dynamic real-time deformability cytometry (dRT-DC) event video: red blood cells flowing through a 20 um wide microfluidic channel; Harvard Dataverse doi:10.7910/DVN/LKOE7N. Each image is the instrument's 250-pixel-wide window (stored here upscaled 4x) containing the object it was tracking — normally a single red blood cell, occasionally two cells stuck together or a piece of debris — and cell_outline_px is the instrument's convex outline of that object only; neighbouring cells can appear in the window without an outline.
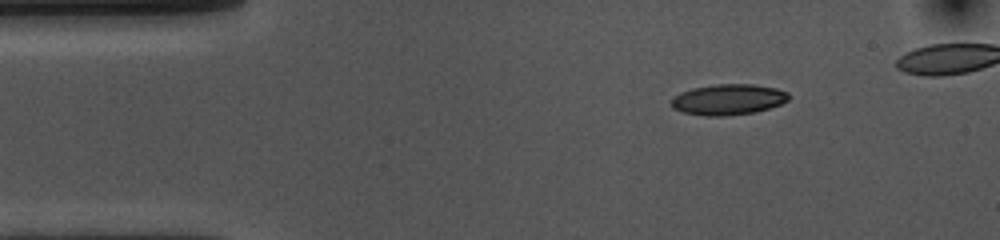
{"species": "common noctule bat (a hibernating species)", "species_latin": "Nyctalus noctula", "temperature_condition": "cold", "stored_images_in_passage": 41, "camera_frame_rate_fps": 3000, "um_per_image_px": 0.085, "animal": {"sex": "female", "body_mass_g": 10.0, "forearm_length_mm": 53.1}, "frame": {"image": 1, "passage_image": 1, "time_ms": 0.0, "image_size_px": [1000, 240], "cell_outline_px": [[788, 100], [780, 104], [756, 112], [724, 116], [708, 116], [684, 112], [672, 108], [672, 96], [680, 92], [692, 88], [716, 84], [756, 84], [776, 88], [788, 92]], "centroid_in_image_um": [61.89, 8.45], "position_along_channel_um": 23.1, "area_um2": 21.04}}
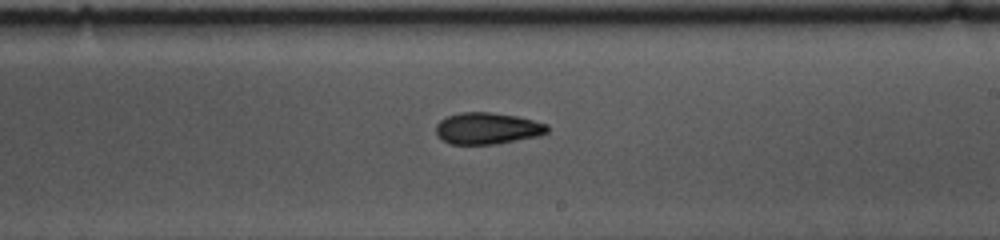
{"frame": {"image": 2, "passage_image": 24, "time_ms": 7.667, "image_size_px": [1000, 240], "cell_outline_px": [[548, 132], [540, 136], [496, 144], [452, 144], [436, 136], [436, 124], [440, 120], [448, 116], [460, 112], [488, 112], [516, 116], [548, 124]], "centroid_in_image_um": [41.43, 10.91], "position_along_channel_um": 247.6, "area_um2": 20.52}}
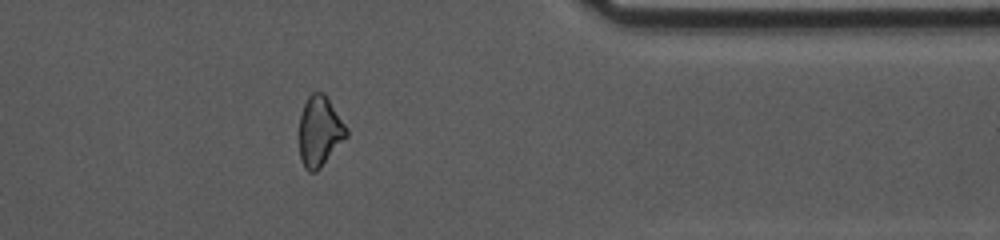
{"frame": {"image": 3, "passage_image": 37, "time_ms": 12.0, "image_size_px": [1000, 240], "cell_outline_px": [[348, 136], [320, 168], [316, 172], [308, 172], [304, 168], [300, 160], [300, 116], [304, 104], [308, 96], [312, 92], [324, 92], [348, 128]], "centroid_in_image_um": [27.18, 11.17], "position_along_channel_um": 384.2, "area_um2": 19.42}, "authors_computed_cell_mechanics": {"area_um2": 20.8658, "velocity_mm_per_s": 3.6138, "shape_relaxation_time_tau1_ms": 5.4662, "shape_relaxation_time_tau2_ms": null, "deformation_change_tau1": 0.133, "deformation_change_tau2": null}}